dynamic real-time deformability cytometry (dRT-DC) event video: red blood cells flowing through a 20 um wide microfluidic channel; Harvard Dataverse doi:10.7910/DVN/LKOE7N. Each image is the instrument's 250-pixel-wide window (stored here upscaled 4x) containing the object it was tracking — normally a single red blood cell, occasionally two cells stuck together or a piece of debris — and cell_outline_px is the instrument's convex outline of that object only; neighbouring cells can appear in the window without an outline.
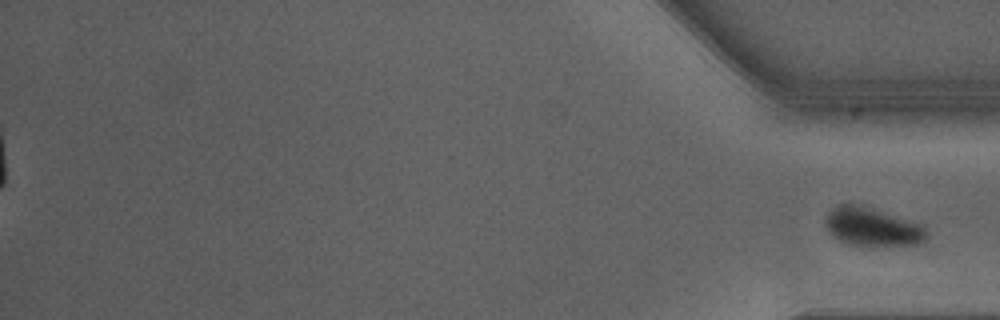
{"species": "Egyptian fruit bat (a non-hibernating species)", "species_latin": "Rousettus aegyptiacus", "temperature_condition": "warm", "stored_images_in_passage": 43, "segment_of_instrument_passage": [2, 2], "camera_frame_rate_fps": 3000, "um_per_image_px": 0.085, "animal": {"sex": "male"}, "frame": {"image": 1, "passage_image": 43, "time_ms": 14.0, "image_size_px": [1000, 320], "cell_outline_px": [[928, 240], [924, 244], [872, 248], [860, 248], [848, 244], [832, 236], [824, 224], [824, 220], [828, 212], [836, 204], [856, 204], [924, 224], [928, 228]], "centroid_in_image_um": [74.21, 19.35], "position_along_channel_um": 361.0, "area_um2": 23.87}}